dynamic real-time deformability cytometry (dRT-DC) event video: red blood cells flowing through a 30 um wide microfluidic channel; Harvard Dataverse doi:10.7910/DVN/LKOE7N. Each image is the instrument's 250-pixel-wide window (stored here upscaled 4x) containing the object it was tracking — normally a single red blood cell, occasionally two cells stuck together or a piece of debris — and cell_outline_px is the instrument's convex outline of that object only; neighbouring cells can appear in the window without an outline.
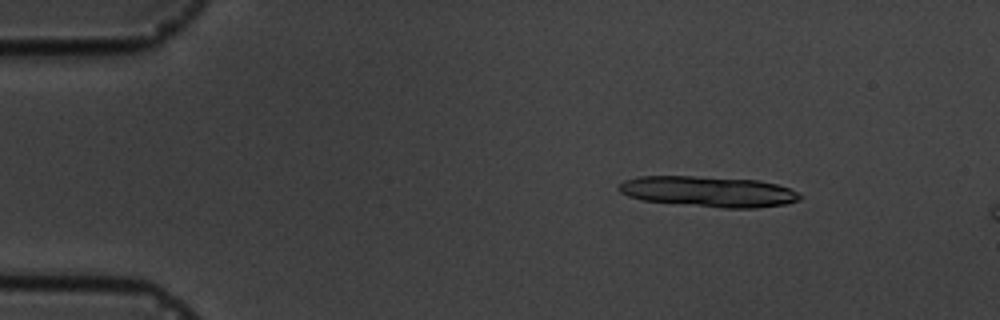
{"species": "common noctule bat (a hibernating species)", "species_latin": "Nyctalus noctula", "temperature_condition": "cold", "stored_images_in_passage": 3, "camera_frame_rate_fps": 3000, "um_per_image_px": 0.085, "animal": {"sex": "male", "body_mass_g": 19.5, "forearm_length_mm": 54.6}, "frame": {"image": 1, "passage_image": 1, "time_ms": 0.0, "image_size_px": [1000, 320], "cell_outline_px": [[800, 200], [784, 204], [756, 208], [724, 208], [640, 200], [628, 196], [620, 192], [616, 188], [624, 180], [640, 176], [692, 176], [760, 180], [776, 184], [788, 188], [796, 192], [800, 196]], "centroid_in_image_um": [60.18, 16.28], "position_along_channel_um": 24.8, "area_um2": 32.25}}